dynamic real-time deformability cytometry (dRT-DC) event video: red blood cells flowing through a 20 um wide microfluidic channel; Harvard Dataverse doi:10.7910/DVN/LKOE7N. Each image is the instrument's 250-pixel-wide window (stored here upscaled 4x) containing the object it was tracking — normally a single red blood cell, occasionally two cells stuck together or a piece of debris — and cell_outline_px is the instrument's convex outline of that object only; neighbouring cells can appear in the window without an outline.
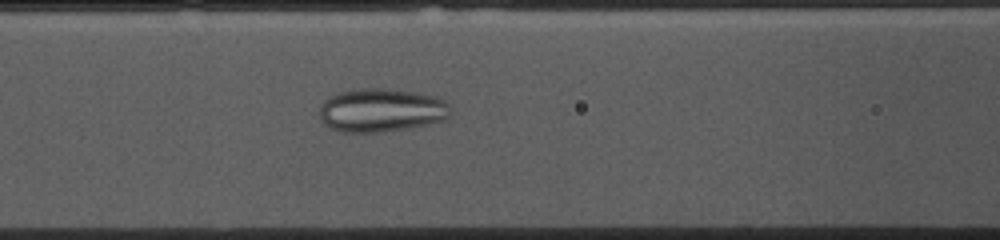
{"species": "common noctule bat (a hibernating species)", "species_latin": "Nyctalus noctula", "temperature_condition": "cold", "stored_images_in_passage": 52, "camera_frame_rate_fps": 3000, "um_per_image_px": 0.085, "animal": {"sex": "female", "body_mass_g": 10.0, "forearm_length_mm": 53.1}, "frame": {"image": 1, "passage_image": 20, "time_ms": 6.333, "image_size_px": [1000, 240], "cell_outline_px": [[452, 112], [444, 120], [428, 124], [408, 128], [380, 132], [344, 132], [332, 128], [324, 124], [320, 120], [320, 104], [332, 92], [360, 88], [388, 88], [416, 92], [436, 96], [452, 104]], "centroid_in_image_um": [32.42, 9.34], "position_along_channel_um": 134.2, "area_um2": 33.87}}
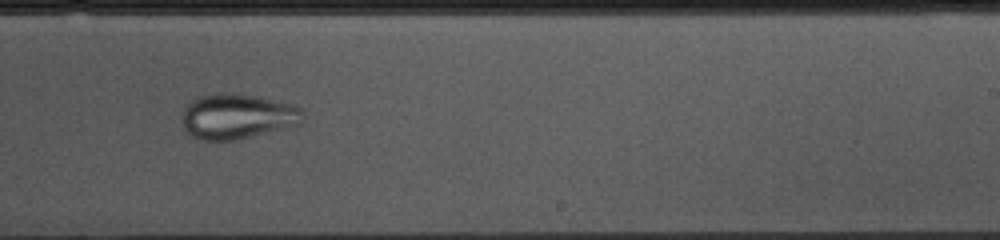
{"frame": {"image": 2, "passage_image": 31, "time_ms": 10.0, "image_size_px": [1000, 240], "cell_outline_px": [[304, 120], [300, 124], [268, 132], [232, 140], [200, 140], [192, 136], [184, 128], [180, 120], [184, 108], [192, 100], [200, 96], [212, 92], [220, 92], [260, 96], [292, 104], [300, 108], [304, 112]], "centroid_in_image_um": [20.16, 9.87], "position_along_channel_um": 268.8, "area_um2": 32.02}}
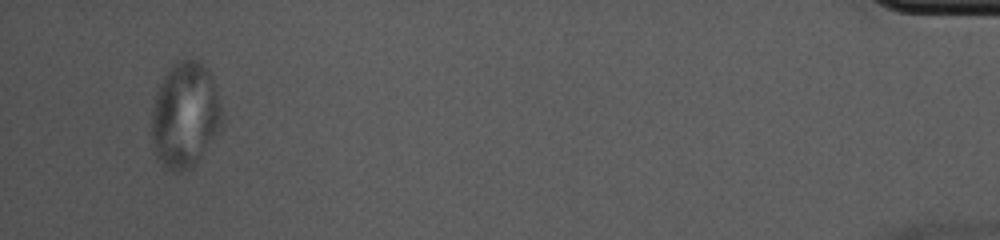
{"frame": {"image": 3, "passage_image": 50, "time_ms": 16.333, "image_size_px": [1000, 240], "cell_outline_px": [[220, 124], [200, 156], [192, 168], [180, 172], [172, 172], [160, 164], [156, 156], [152, 144], [152, 108], [160, 84], [164, 76], [172, 64], [180, 60], [200, 60], [208, 68], [212, 76], [220, 104]], "centroid_in_image_um": [15.68, 9.77], "position_along_channel_um": 419.5, "area_um2": 42.66}}